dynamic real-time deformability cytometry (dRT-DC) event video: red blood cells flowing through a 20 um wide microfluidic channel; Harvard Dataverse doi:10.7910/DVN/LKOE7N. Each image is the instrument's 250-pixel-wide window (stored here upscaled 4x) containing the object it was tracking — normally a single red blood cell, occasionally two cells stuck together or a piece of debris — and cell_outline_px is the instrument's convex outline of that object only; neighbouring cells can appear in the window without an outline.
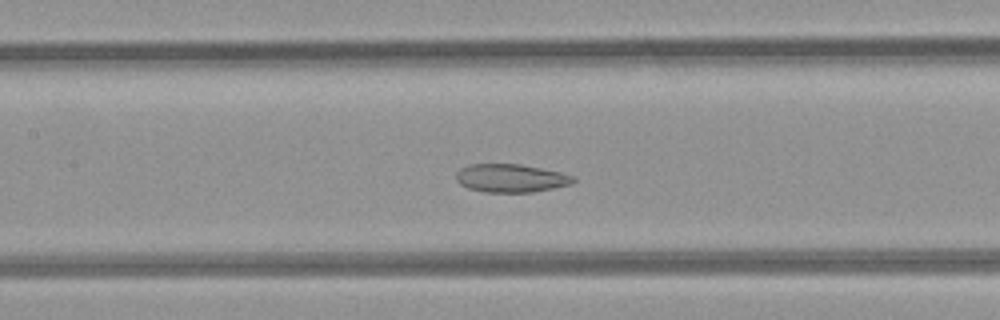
{"species": "common noctule bat (a hibernating species)", "species_latin": "Nyctalus noctula", "temperature_condition": "room temperature", "stored_images_in_passage": 39, "camera_frame_rate_fps": 3000, "um_per_image_px": 0.085, "animal": {"sex": "female", "body_mass_g": 21.9}, "frame": {"image": 1, "passage_image": 15, "time_ms": 4.667, "image_size_px": [1000, 320], "cell_outline_px": [[576, 180], [572, 184], [532, 192], [484, 192], [468, 188], [460, 184], [456, 180], [456, 172], [460, 168], [472, 164], [520, 164], [560, 172], [576, 176]], "centroid_in_image_um": [43.43, 15.14], "position_along_channel_um": 164.0, "area_um2": 19.31}}
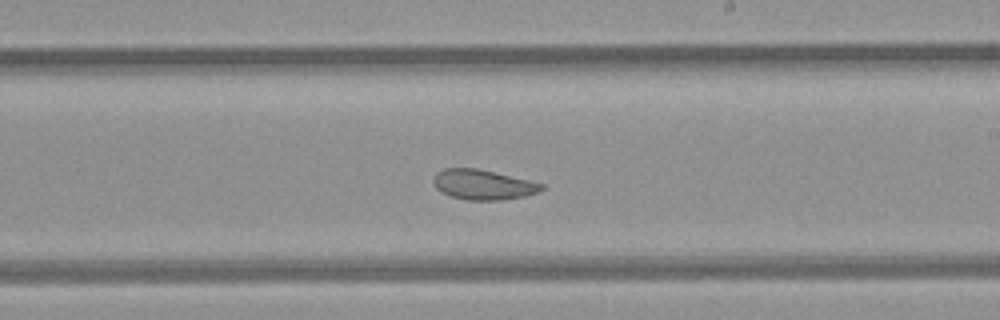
{"frame": {"image": 2, "passage_image": 21, "time_ms": 6.667, "image_size_px": [1000, 320], "cell_outline_px": [[544, 188], [536, 192], [524, 196], [500, 200], [468, 200], [452, 196], [440, 192], [436, 188], [432, 180], [432, 176], [436, 172], [444, 168], [476, 168], [528, 180], [544, 184]], "centroid_in_image_um": [40.99, 15.69], "position_along_channel_um": 248.0, "area_um2": 18.79}}
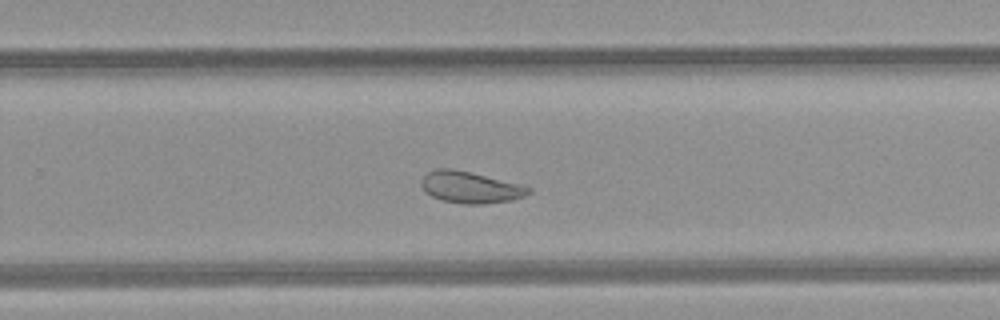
{"frame": {"image": 3, "passage_image": 24, "time_ms": 7.667, "image_size_px": [1000, 320], "cell_outline_px": [[532, 192], [524, 196], [512, 200], [484, 204], [464, 204], [444, 200], [432, 196], [420, 184], [420, 180], [428, 172], [436, 168], [452, 168], [472, 172], [532, 188]], "centroid_in_image_um": [39.98, 15.91], "position_along_channel_um": 289.8, "area_um2": 19.54}, "authors_computed_cell_mechanics": {"area_um2": 24.3916, "velocity_mm_per_s": 4.2192, "shape_relaxation_time_tau1_ms": null, "shape_relaxation_time_tau2_ms": 1.6058, "deformation_change_tau1": null, "deformation_change_tau2": 0.0622}}